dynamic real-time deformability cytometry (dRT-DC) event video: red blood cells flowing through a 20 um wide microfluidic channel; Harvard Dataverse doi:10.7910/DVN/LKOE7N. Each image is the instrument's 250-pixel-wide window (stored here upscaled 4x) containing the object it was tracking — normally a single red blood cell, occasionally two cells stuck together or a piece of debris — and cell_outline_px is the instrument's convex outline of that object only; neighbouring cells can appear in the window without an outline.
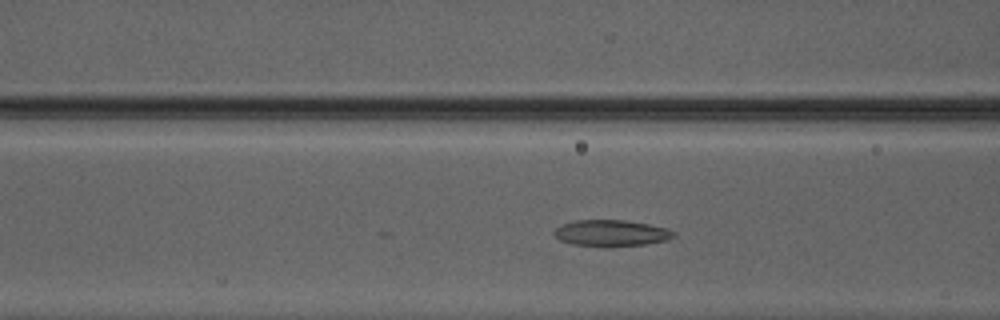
{"species": "Egyptian fruit bat (a non-hibernating species)", "species_latin": "Rousettus aegyptiacus", "temperature_condition": "warm", "stored_images_in_passage": 35, "camera_frame_rate_fps": 3000, "um_per_image_px": 0.085, "animal": {"sex": "male"}, "frame": {"image": 1, "passage_image": 11, "time_ms": 3.333, "image_size_px": [1000, 320], "cell_outline_px": [[676, 236], [668, 240], [644, 244], [608, 248], [600, 248], [572, 244], [560, 240], [552, 232], [556, 228], [564, 224], [576, 220], [624, 220], [648, 224], [668, 228], [676, 232]], "centroid_in_image_um": [51.98, 19.84], "position_along_channel_um": 114.6, "area_um2": 18.73}}
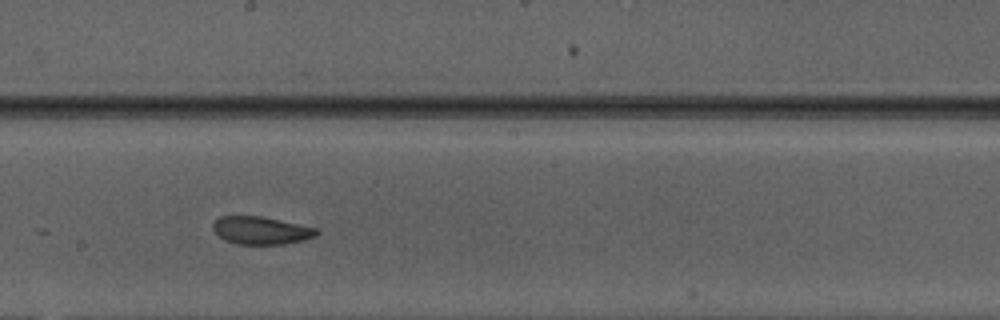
{"frame": {"image": 2, "passage_image": 19, "time_ms": 6.0, "image_size_px": [1000, 320], "cell_outline_px": [[320, 232], [316, 236], [304, 240], [284, 244], [236, 244], [224, 240], [212, 228], [212, 224], [220, 216], [260, 216], [316, 228]], "centroid_in_image_um": [22.18, 19.59], "position_along_channel_um": 226.0, "area_um2": 16.65}}
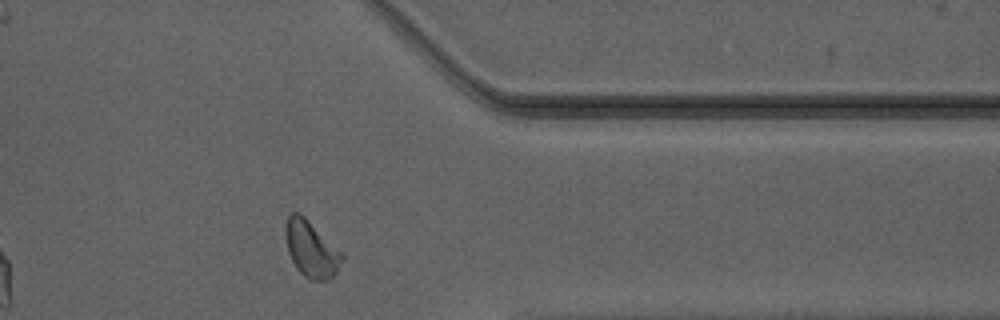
{"frame": {"image": 3, "passage_image": 31, "time_ms": 10.0, "image_size_px": [1000, 320], "cell_outline_px": [[344, 260], [336, 272], [328, 280], [308, 280], [296, 268], [288, 252], [284, 228], [288, 216], [292, 212], [300, 212], [344, 252]], "centroid_in_image_um": [26.47, 21.16], "position_along_channel_um": 384.9, "area_um2": 18.9}}